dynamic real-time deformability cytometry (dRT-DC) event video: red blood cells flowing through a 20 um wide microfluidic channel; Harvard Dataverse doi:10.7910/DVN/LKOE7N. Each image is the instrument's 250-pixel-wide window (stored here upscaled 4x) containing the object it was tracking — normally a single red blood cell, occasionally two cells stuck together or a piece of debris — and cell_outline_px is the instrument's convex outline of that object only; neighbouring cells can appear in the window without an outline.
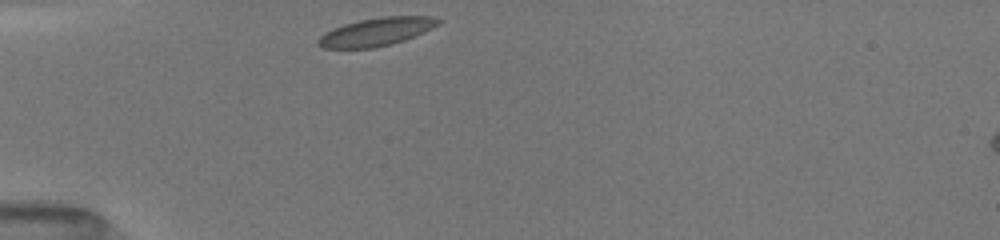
{"species": "common noctule bat (a hibernating species)", "species_latin": "Nyctalus noctula", "temperature_condition": "room temperature", "stored_images_in_passage": 20, "camera_frame_rate_fps": 3000, "um_per_image_px": 0.085, "animal": {"sex": "female", "body_mass_g": 19.5, "forearm_length_mm": 54.1}, "frame": {"image": 1, "passage_image": 1, "time_ms": 0.0, "image_size_px": [1000, 240], "cell_outline_px": [[440, 24], [424, 32], [404, 40], [372, 48], [320, 48], [316, 44], [316, 40], [324, 32], [344, 24], [360, 20], [380, 16], [432, 16], [440, 20]], "centroid_in_image_um": [31.95, 2.7], "position_along_channel_um": 53.0, "area_um2": 19.65}}
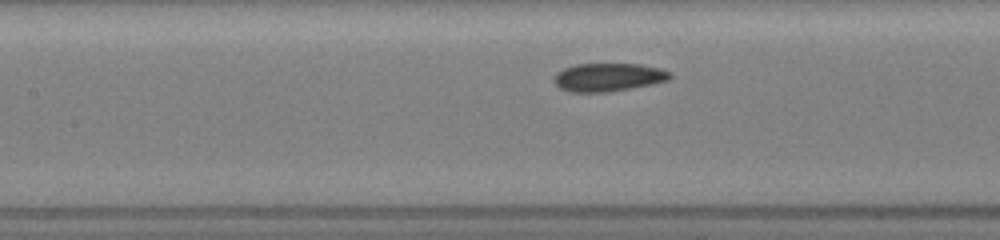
{"frame": {"image": 2, "passage_image": 10, "time_ms": 3.0, "image_size_px": [1000, 240], "cell_outline_px": [[672, 76], [668, 80], [652, 84], [632, 88], [604, 92], [568, 92], [560, 88], [552, 80], [556, 72], [564, 68], [576, 64], [640, 64], [660, 68], [672, 72]], "centroid_in_image_um": [51.7, 6.56], "position_along_channel_um": 155.7, "area_um2": 19.19}}
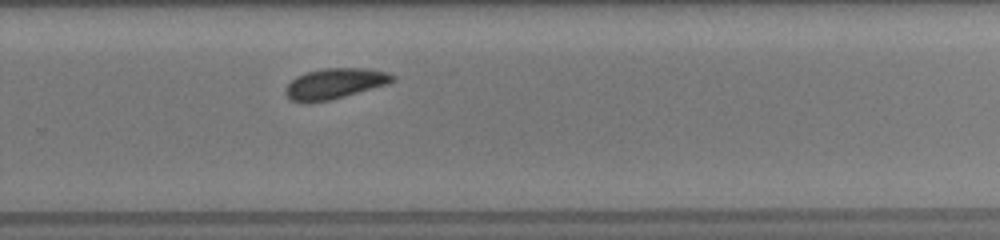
{"frame": {"image": 3, "passage_image": 20, "time_ms": 6.667, "image_size_px": [1000, 240], "cell_outline_px": [[396, 80], [388, 84], [344, 96], [328, 100], [308, 104], [292, 100], [284, 92], [284, 88], [296, 76], [304, 72], [324, 68], [368, 68], [388, 72], [396, 76]], "centroid_in_image_um": [28.46, 7.1], "position_along_channel_um": 301.3, "area_um2": 19.25}}